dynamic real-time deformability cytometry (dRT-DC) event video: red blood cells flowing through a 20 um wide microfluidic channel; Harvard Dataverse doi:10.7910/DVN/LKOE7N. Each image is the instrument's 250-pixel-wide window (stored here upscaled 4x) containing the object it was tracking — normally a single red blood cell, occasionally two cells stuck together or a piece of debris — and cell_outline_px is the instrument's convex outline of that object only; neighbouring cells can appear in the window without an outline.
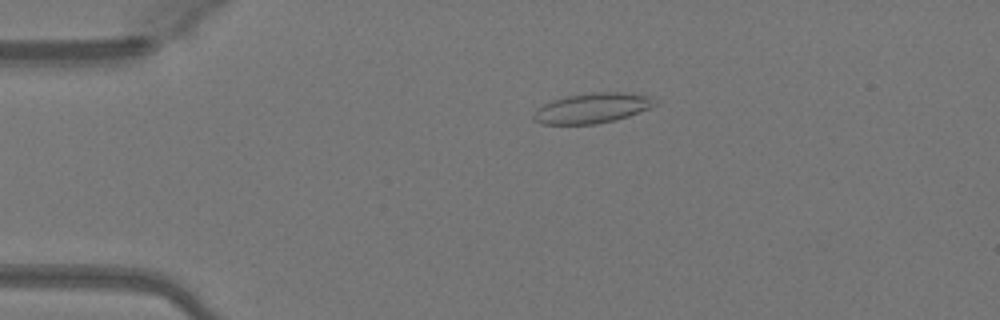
{"species": "Egyptian fruit bat (a non-hibernating species)", "species_latin": "Rousettus aegyptiacus", "temperature_condition": "warm", "stored_images_in_passage": 47, "camera_frame_rate_fps": 3000, "um_per_image_px": 0.085, "animal": {"sex": "female"}, "frame": {"image": 1, "passage_image": 8, "time_ms": 2.333, "image_size_px": [1000, 320], "cell_outline_px": [[656, 104], [648, 108], [628, 116], [616, 120], [596, 124], [544, 124], [532, 120], [532, 116], [544, 104], [552, 100], [568, 96], [592, 92], [624, 92], [652, 96], [656, 100]], "centroid_in_image_um": [50.36, 9.18], "position_along_channel_um": 34.6, "area_um2": 21.15}}
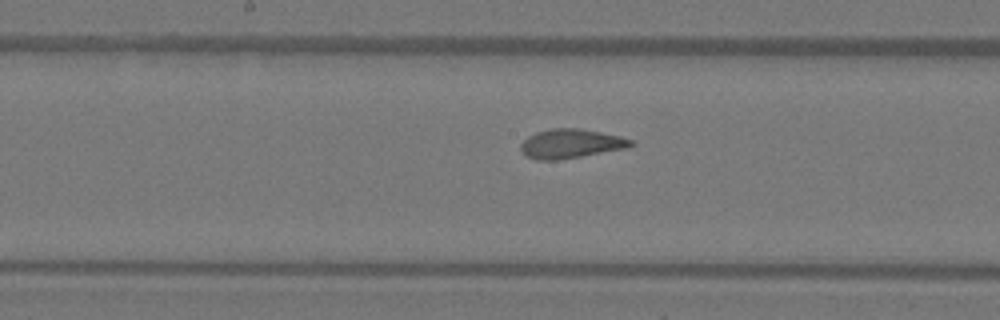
{"frame": {"image": 2, "passage_image": 23, "time_ms": 7.333, "image_size_px": [1000, 320], "cell_outline_px": [[636, 144], [628, 148], [560, 160], [536, 160], [528, 156], [520, 148], [520, 144], [528, 136], [536, 132], [552, 128], [580, 128], [620, 136], [632, 140]], "centroid_in_image_um": [48.55, 12.21], "position_along_channel_um": 199.7, "area_um2": 18.79}}
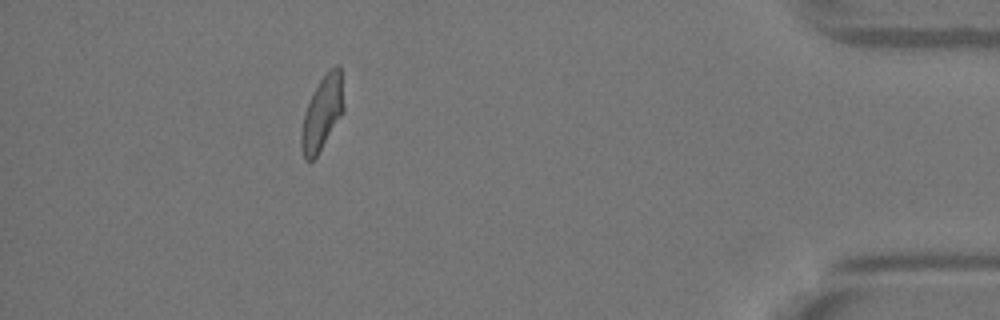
{"frame": {"image": 3, "passage_image": 42, "time_ms": 13.667, "image_size_px": [1000, 320], "cell_outline_px": [[344, 112], [316, 156], [312, 160], [304, 160], [300, 144], [300, 132], [304, 112], [320, 80], [328, 68], [336, 64], [340, 64], [344, 104]], "centroid_in_image_um": [27.39, 9.59], "position_along_channel_um": 407.8, "area_um2": 18.32}, "authors_computed_cell_mechanics": {"area_um2": 18.785, "velocity_mm_per_s": 4.1244, "shape_relaxation_time_tau1_ms": null, "shape_relaxation_time_tau2_ms": 1.3122, "deformation_change_tau1": null, "deformation_change_tau2": 0.0818}}